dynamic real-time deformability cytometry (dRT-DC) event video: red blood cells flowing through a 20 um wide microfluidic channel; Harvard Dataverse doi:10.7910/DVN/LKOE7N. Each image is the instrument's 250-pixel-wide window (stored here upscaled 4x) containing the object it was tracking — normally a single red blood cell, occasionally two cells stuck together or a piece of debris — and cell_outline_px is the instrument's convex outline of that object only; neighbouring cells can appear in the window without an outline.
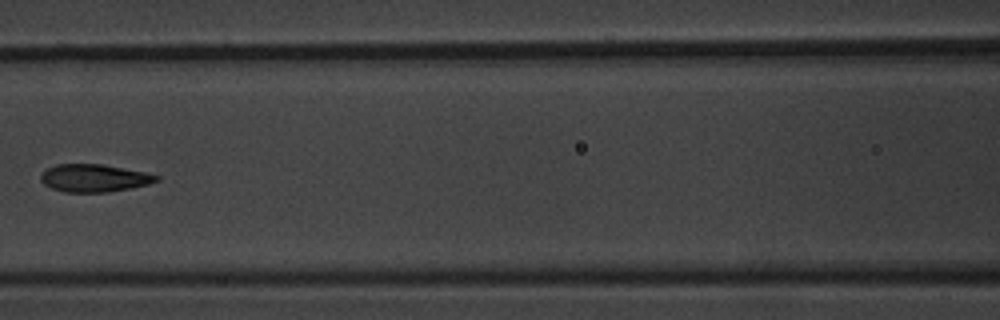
{"species": "common noctule bat (a hibernating species)", "species_latin": "Nyctalus noctula", "temperature_condition": "warm", "stored_images_in_passage": 7, "camera_frame_rate_fps": 3000, "um_per_image_px": 0.085, "animal": {"sex": "male", "body_mass_g": 20.1, "forearm_length_mm": 53.5}, "frame": {"image": 1, "passage_image": 6, "time_ms": 6.0, "image_size_px": [1000, 320], "cell_outline_px": [[160, 180], [148, 184], [108, 192], [64, 192], [52, 188], [44, 184], [40, 180], [40, 176], [48, 168], [56, 164], [100, 164], [144, 172], [160, 176]], "centroid_in_image_um": [7.99, 15.14], "position_along_channel_um": 158.6, "area_um2": 18.44}}
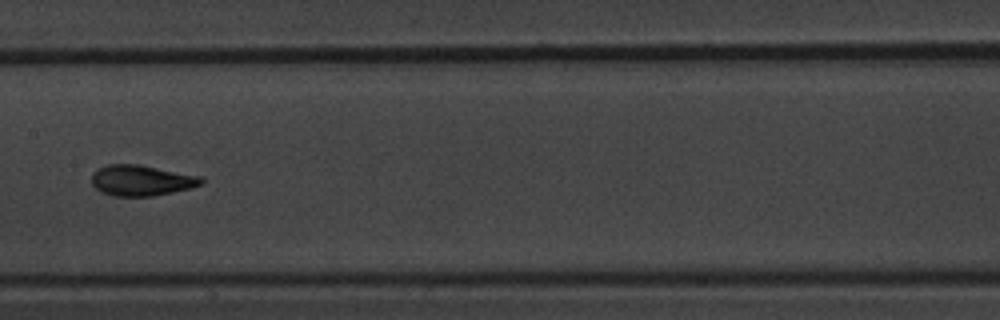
{"frame": {"image": 2, "passage_image": 7, "time_ms": 7.0, "image_size_px": [1000, 320], "cell_outline_px": [[204, 184], [192, 188], [152, 196], [112, 196], [100, 192], [92, 184], [92, 172], [108, 164], [136, 164], [204, 176]], "centroid_in_image_um": [12.06, 15.34], "position_along_channel_um": 195.3, "area_um2": 19.83}}